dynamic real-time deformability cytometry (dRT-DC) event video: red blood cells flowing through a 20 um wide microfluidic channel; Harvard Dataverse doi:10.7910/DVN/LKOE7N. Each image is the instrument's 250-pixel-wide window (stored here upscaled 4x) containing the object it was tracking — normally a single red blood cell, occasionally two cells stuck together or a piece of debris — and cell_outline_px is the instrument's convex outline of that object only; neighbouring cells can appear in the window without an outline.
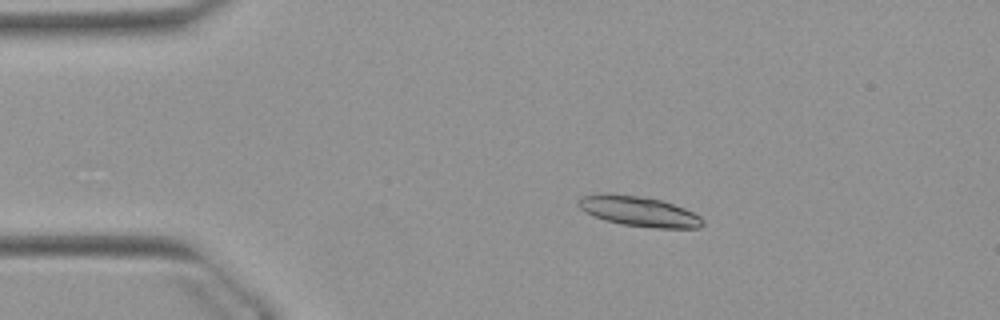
{"species": "Egyptian fruit bat (a non-hibernating species)", "species_latin": "Rousettus aegyptiacus", "temperature_condition": "warm", "stored_images_in_passage": 52, "camera_frame_rate_fps": 3000, "um_per_image_px": 0.085, "animal": {"sex": "female"}, "frame": {"image": 1, "passage_image": 10, "time_ms": 3.0, "image_size_px": [1000, 320], "cell_outline_px": [[704, 224], [700, 228], [656, 228], [620, 224], [604, 220], [592, 216], [584, 212], [576, 204], [576, 200], [580, 196], [636, 196], [660, 200], [684, 208], [700, 216], [704, 220]], "centroid_in_image_um": [54.34, 18.02], "position_along_channel_um": 30.7, "area_um2": 21.21}}
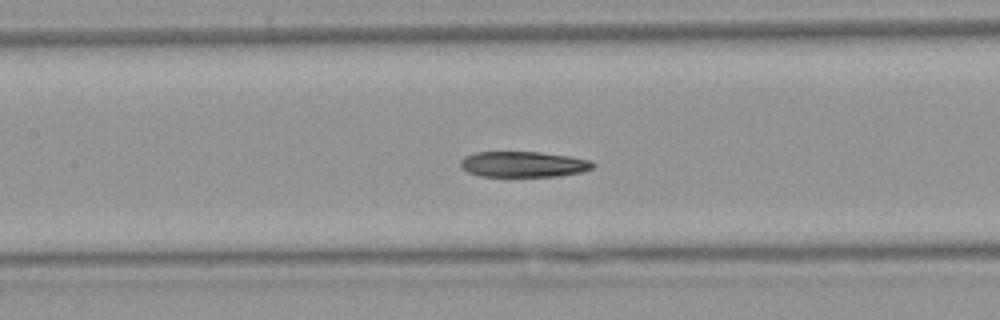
{"frame": {"image": 2, "passage_image": 24, "time_ms": 7.667, "image_size_px": [1000, 320], "cell_outline_px": [[596, 164], [592, 168], [584, 172], [556, 176], [480, 176], [468, 172], [460, 168], [460, 160], [464, 156], [476, 152], [540, 152], [568, 156], [592, 160]], "centroid_in_image_um": [44.49, 13.96], "position_along_channel_um": 162.9, "area_um2": 19.94}}
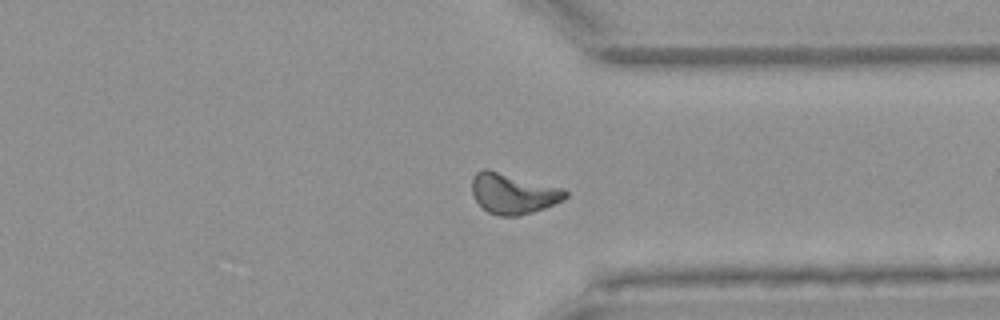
{"frame": {"image": 3, "passage_image": 40, "time_ms": 13.0, "image_size_px": [1000, 320], "cell_outline_px": [[568, 196], [564, 200], [544, 208], [520, 216], [500, 216], [488, 212], [476, 200], [472, 192], [472, 176], [476, 172], [484, 168], [488, 168], [564, 188], [568, 192]], "centroid_in_image_um": [43.63, 16.43], "position_along_channel_um": 367.8, "area_um2": 22.31}, "authors_computed_cell_mechanics": {"area_um2": 21.2126, "velocity_mm_per_s": 3.8796, "shape_relaxation_time_tau1_ms": 4.8763, "shape_relaxation_time_tau2_ms": 6.6426, "deformation_change_tau1": 0.1665, "deformation_change_tau2": 0.1639}}